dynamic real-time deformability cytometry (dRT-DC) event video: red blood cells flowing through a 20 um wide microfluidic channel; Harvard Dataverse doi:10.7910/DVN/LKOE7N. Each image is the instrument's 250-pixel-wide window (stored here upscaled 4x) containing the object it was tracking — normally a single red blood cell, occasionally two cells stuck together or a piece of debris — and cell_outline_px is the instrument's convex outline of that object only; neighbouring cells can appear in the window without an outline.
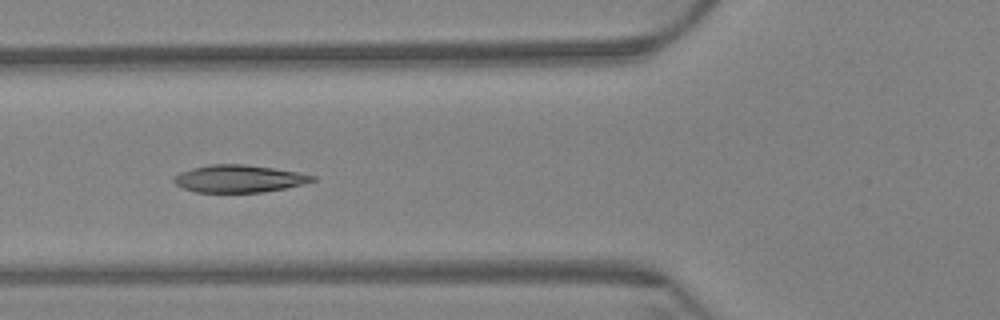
{"species": "Egyptian fruit bat (a non-hibernating species)", "species_latin": "Rousettus aegyptiacus", "temperature_condition": "warm", "stored_images_in_passage": 7, "camera_frame_rate_fps": 3000, "um_per_image_px": 0.085, "animal": {"sex": "female"}, "frame": {"image": 1, "passage_image": 5, "time_ms": 1.333, "image_size_px": [1000, 320], "cell_outline_px": [[316, 180], [304, 184], [264, 192], [196, 192], [184, 188], [176, 184], [172, 180], [172, 176], [180, 172], [192, 168], [208, 164], [244, 164], [300, 172], [316, 176]], "centroid_in_image_um": [20.31, 15.18], "position_along_channel_um": 105.5, "area_um2": 22.2}}
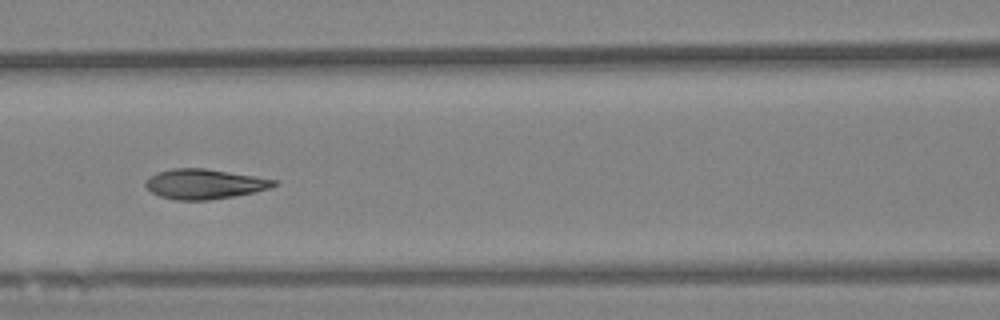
{"frame": {"image": 2, "passage_image": 6, "time_ms": 1.667, "image_size_px": [1000, 320], "cell_outline_px": [[276, 184], [268, 188], [256, 192], [208, 200], [176, 200], [160, 196], [152, 192], [144, 184], [152, 176], [160, 172], [172, 168], [204, 168], [256, 176], [276, 180]], "centroid_in_image_um": [17.39, 15.64], "position_along_channel_um": 149.2, "area_um2": 22.02}}
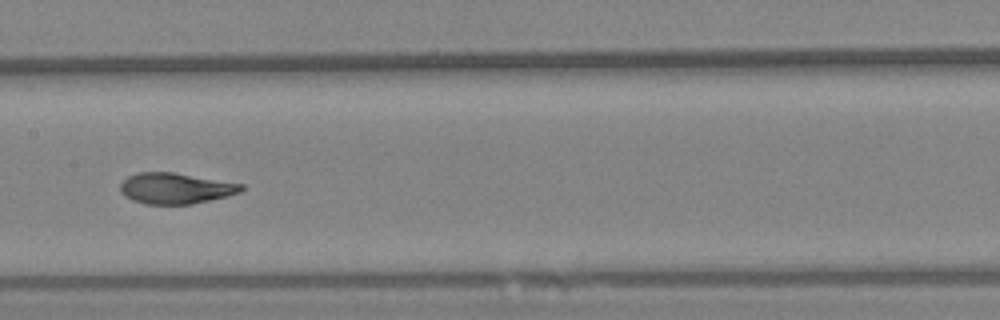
{"frame": {"image": 3, "passage_image": 7, "time_ms": 2.0, "image_size_px": [1000, 320], "cell_outline_px": [[244, 188], [240, 192], [228, 196], [192, 204], [144, 204], [132, 200], [124, 196], [120, 192], [120, 184], [128, 176], [136, 172], [172, 172], [244, 184]], "centroid_in_image_um": [14.9, 16.01], "position_along_channel_um": 192.5, "area_um2": 21.85}}